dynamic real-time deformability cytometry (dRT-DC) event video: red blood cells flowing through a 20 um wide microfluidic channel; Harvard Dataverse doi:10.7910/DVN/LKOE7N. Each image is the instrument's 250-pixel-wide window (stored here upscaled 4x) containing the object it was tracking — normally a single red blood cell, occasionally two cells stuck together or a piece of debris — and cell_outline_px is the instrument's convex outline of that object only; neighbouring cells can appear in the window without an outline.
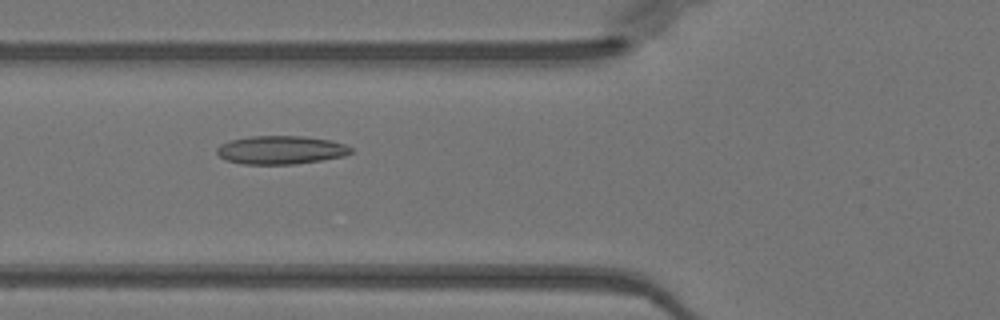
{"species": "Egyptian fruit bat (a non-hibernating species)", "species_latin": "Rousettus aegyptiacus", "temperature_condition": "warm", "stored_images_in_passage": 28, "camera_frame_rate_fps": 3000, "um_per_image_px": 0.085, "animal": {"sex": "female"}, "frame": {"image": 1, "passage_image": 6, "time_ms": 1.667, "image_size_px": [1000, 320], "cell_outline_px": [[352, 152], [344, 156], [296, 164], [240, 164], [228, 160], [220, 156], [216, 152], [216, 148], [220, 144], [232, 140], [252, 136], [304, 136], [332, 140], [344, 144], [352, 148]], "centroid_in_image_um": [23.88, 12.74], "position_along_channel_um": 101.9, "area_um2": 22.14}}
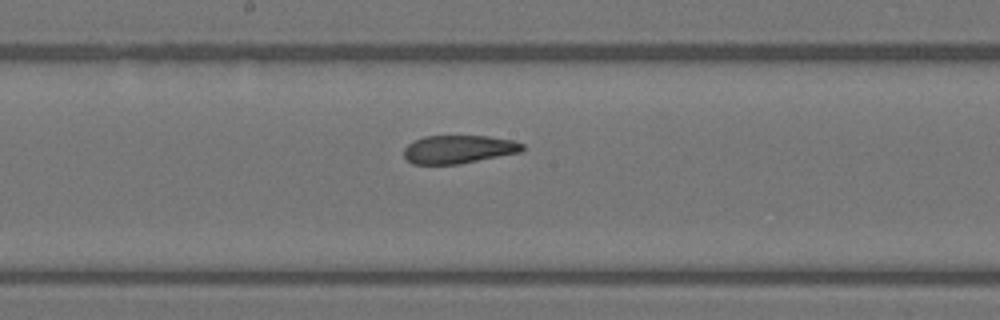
{"frame": {"image": 2, "passage_image": 14, "time_ms": 4.333, "image_size_px": [1000, 320], "cell_outline_px": [[524, 148], [520, 152], [460, 164], [412, 164], [404, 156], [404, 148], [408, 144], [424, 136], [488, 136], [512, 140], [524, 144]], "centroid_in_image_um": [38.98, 12.69], "position_along_channel_um": 209.2, "area_um2": 19.42}}
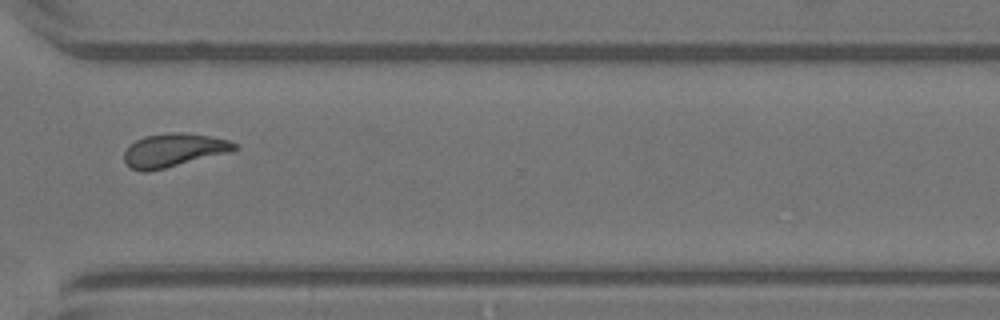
{"frame": {"image": 3, "passage_image": 25, "time_ms": 8.0, "image_size_px": [1000, 320], "cell_outline_px": [[236, 148], [228, 152], [148, 172], [140, 172], [132, 168], [124, 160], [124, 152], [136, 140], [144, 136], [172, 132], [180, 132], [208, 136], [228, 140], [236, 144]], "centroid_in_image_um": [14.71, 12.76], "position_along_channel_um": 355.9, "area_um2": 20.92}, "authors_computed_cell_mechanics": {"area_um2": 20.9236, "velocity_mm_per_s": 4.0089, "shape_relaxation_time_tau1_ms": null, "shape_relaxation_time_tau2_ms": 3.3356, "deformation_change_tau1": null, "deformation_change_tau2": 0.075}}